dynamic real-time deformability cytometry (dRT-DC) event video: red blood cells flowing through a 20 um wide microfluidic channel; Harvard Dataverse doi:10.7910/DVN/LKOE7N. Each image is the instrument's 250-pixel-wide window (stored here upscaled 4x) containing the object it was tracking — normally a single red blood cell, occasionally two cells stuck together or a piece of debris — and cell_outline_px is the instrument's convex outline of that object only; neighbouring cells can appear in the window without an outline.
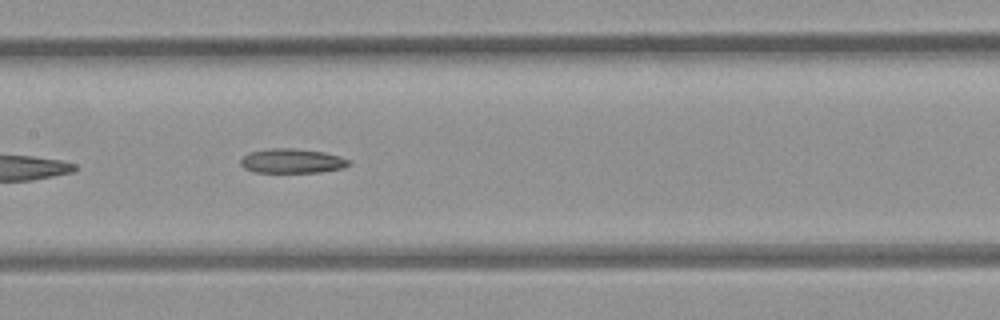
{"species": "common noctule bat (a hibernating species)", "species_latin": "Nyctalus noctula", "temperature_condition": "room temperature", "stored_images_in_passage": 8, "camera_frame_rate_fps": 3000, "um_per_image_px": 0.085, "animal": {"sex": "female", "body_mass_g": 21.9}, "frame": {"image": 1, "passage_image": 7, "time_ms": 7.0, "image_size_px": [1000, 320], "cell_outline_px": [[352, 164], [344, 168], [320, 172], [256, 172], [244, 168], [240, 164], [240, 160], [248, 152], [272, 148], [292, 148], [324, 152], [340, 156], [352, 160]], "centroid_in_image_um": [24.87, 13.68], "position_along_channel_um": 182.5, "area_um2": 15.55}}
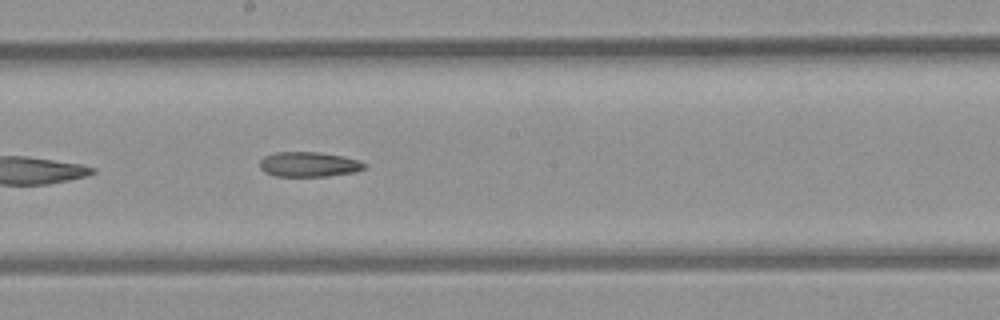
{"frame": {"image": 2, "passage_image": 8, "time_ms": 8.0, "image_size_px": [1000, 320], "cell_outline_px": [[368, 164], [364, 168], [356, 172], [328, 176], [276, 176], [264, 172], [260, 168], [260, 160], [264, 156], [276, 152], [316, 152], [340, 156], [356, 160]], "centroid_in_image_um": [26.22, 13.98], "position_along_channel_um": 222.0, "area_um2": 15.09}}